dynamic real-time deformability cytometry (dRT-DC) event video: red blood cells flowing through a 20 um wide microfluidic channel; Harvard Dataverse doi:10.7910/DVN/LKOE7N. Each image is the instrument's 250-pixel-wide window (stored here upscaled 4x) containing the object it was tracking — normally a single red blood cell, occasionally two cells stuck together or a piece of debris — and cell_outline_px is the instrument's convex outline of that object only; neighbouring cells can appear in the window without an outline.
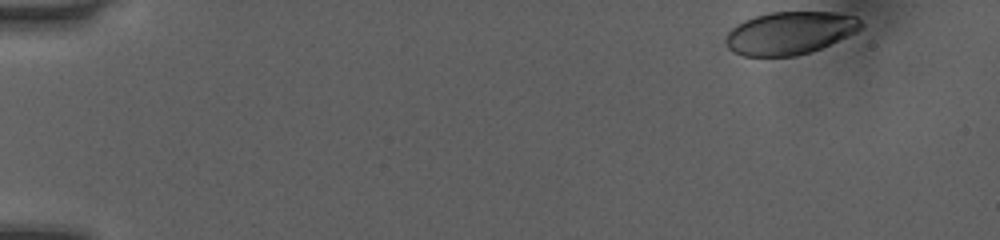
{"species": "human", "species_latin": "Homo sapiens", "temperature_condition": "room temperature", "stored_images_in_passage": 40, "camera_frame_rate_fps": 3000, "um_per_image_px": 0.085, "donor": {"sex": "female"}, "frame": {"image": 1, "passage_image": 1, "time_ms": 0.0, "image_size_px": [1000, 240], "cell_outline_px": [[864, 28], [856, 32], [820, 48], [796, 56], [744, 56], [732, 52], [728, 48], [724, 40], [728, 32], [736, 24], [744, 20], [768, 12], [836, 12], [856, 16], [864, 24]], "centroid_in_image_um": [67.13, 2.8], "position_along_channel_um": 17.9, "area_um2": 33.81}}
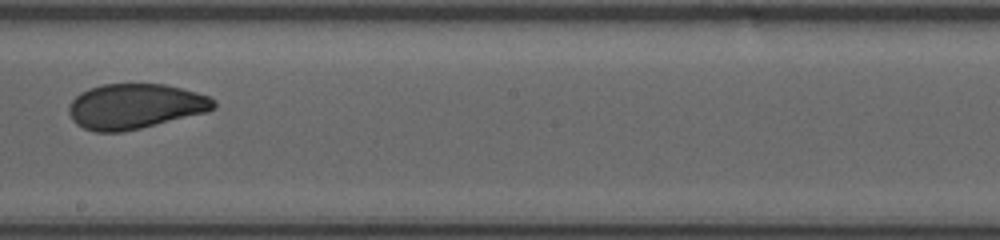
{"frame": {"image": 2, "passage_image": 20, "time_ms": 6.333, "image_size_px": [1000, 240], "cell_outline_px": [[216, 108], [208, 112], [140, 128], [120, 132], [96, 132], [84, 128], [76, 124], [72, 120], [68, 112], [68, 108], [72, 100], [80, 92], [88, 88], [104, 84], [164, 84], [196, 92], [208, 96], [216, 100]], "centroid_in_image_um": [11.48, 9.03], "position_along_channel_um": 236.7, "area_um2": 38.15}}
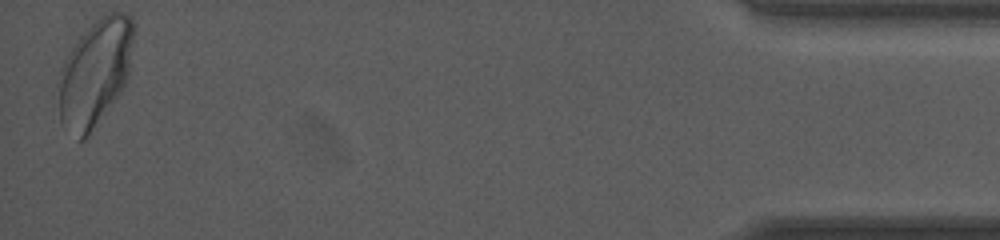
{"frame": {"image": 3, "passage_image": 40, "time_ms": 13.0, "image_size_px": [1000, 240], "cell_outline_px": [[132, 40], [128, 76], [124, 88], [88, 136], [84, 140], [80, 140], [60, 120], [56, 84], [64, 60], [80, 36], [100, 12], [124, 12], [132, 20]], "centroid_in_image_um": [8.05, 6.15], "position_along_channel_um": 427.1, "area_um2": 46.76}, "authors_computed_cell_mechanics": {"area_um2": 38.8127, "velocity_mm_per_s": 4.0822, "shape_relaxation_time_tau1_ms": 2.3851, "shape_relaxation_time_tau2_ms": 0.5673, "deformation_change_tau1": 0.117, "deformation_change_tau2": 0.0432}}